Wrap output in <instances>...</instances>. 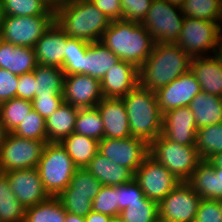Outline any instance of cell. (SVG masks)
<instances>
[{"label":"cell","mask_w":222,"mask_h":222,"mask_svg":"<svg viewBox=\"0 0 222 222\" xmlns=\"http://www.w3.org/2000/svg\"><path fill=\"white\" fill-rule=\"evenodd\" d=\"M191 57L177 44L155 42L139 68V85L156 92L190 70Z\"/></svg>","instance_id":"obj_1"},{"label":"cell","mask_w":222,"mask_h":222,"mask_svg":"<svg viewBox=\"0 0 222 222\" xmlns=\"http://www.w3.org/2000/svg\"><path fill=\"white\" fill-rule=\"evenodd\" d=\"M100 42L120 60L130 62L138 69L150 56L155 44L142 23L123 19L111 21Z\"/></svg>","instance_id":"obj_2"},{"label":"cell","mask_w":222,"mask_h":222,"mask_svg":"<svg viewBox=\"0 0 222 222\" xmlns=\"http://www.w3.org/2000/svg\"><path fill=\"white\" fill-rule=\"evenodd\" d=\"M55 22L69 38L100 41L111 20L90 0H69L55 9Z\"/></svg>","instance_id":"obj_3"},{"label":"cell","mask_w":222,"mask_h":222,"mask_svg":"<svg viewBox=\"0 0 222 222\" xmlns=\"http://www.w3.org/2000/svg\"><path fill=\"white\" fill-rule=\"evenodd\" d=\"M122 99L127 111L131 136L150 144L161 135L163 114L154 91L138 85Z\"/></svg>","instance_id":"obj_4"},{"label":"cell","mask_w":222,"mask_h":222,"mask_svg":"<svg viewBox=\"0 0 222 222\" xmlns=\"http://www.w3.org/2000/svg\"><path fill=\"white\" fill-rule=\"evenodd\" d=\"M149 155L164 165L180 182L188 181L202 161L195 145H182L159 135L149 144Z\"/></svg>","instance_id":"obj_5"},{"label":"cell","mask_w":222,"mask_h":222,"mask_svg":"<svg viewBox=\"0 0 222 222\" xmlns=\"http://www.w3.org/2000/svg\"><path fill=\"white\" fill-rule=\"evenodd\" d=\"M37 169L46 192L57 197L69 184L77 167L58 142H47Z\"/></svg>","instance_id":"obj_6"},{"label":"cell","mask_w":222,"mask_h":222,"mask_svg":"<svg viewBox=\"0 0 222 222\" xmlns=\"http://www.w3.org/2000/svg\"><path fill=\"white\" fill-rule=\"evenodd\" d=\"M222 32V21L185 17L177 45L191 58L215 55Z\"/></svg>","instance_id":"obj_7"},{"label":"cell","mask_w":222,"mask_h":222,"mask_svg":"<svg viewBox=\"0 0 222 222\" xmlns=\"http://www.w3.org/2000/svg\"><path fill=\"white\" fill-rule=\"evenodd\" d=\"M184 18L181 7L167 0H153L142 24L155 42L176 44Z\"/></svg>","instance_id":"obj_8"},{"label":"cell","mask_w":222,"mask_h":222,"mask_svg":"<svg viewBox=\"0 0 222 222\" xmlns=\"http://www.w3.org/2000/svg\"><path fill=\"white\" fill-rule=\"evenodd\" d=\"M55 22V15H4L0 39L17 46L34 48L36 42Z\"/></svg>","instance_id":"obj_9"},{"label":"cell","mask_w":222,"mask_h":222,"mask_svg":"<svg viewBox=\"0 0 222 222\" xmlns=\"http://www.w3.org/2000/svg\"><path fill=\"white\" fill-rule=\"evenodd\" d=\"M46 143L9 132L0 149V173L37 168Z\"/></svg>","instance_id":"obj_10"},{"label":"cell","mask_w":222,"mask_h":222,"mask_svg":"<svg viewBox=\"0 0 222 222\" xmlns=\"http://www.w3.org/2000/svg\"><path fill=\"white\" fill-rule=\"evenodd\" d=\"M144 196L158 204L180 183L162 164L148 155L134 173Z\"/></svg>","instance_id":"obj_11"},{"label":"cell","mask_w":222,"mask_h":222,"mask_svg":"<svg viewBox=\"0 0 222 222\" xmlns=\"http://www.w3.org/2000/svg\"><path fill=\"white\" fill-rule=\"evenodd\" d=\"M202 198L181 181L159 204V218L168 222H194Z\"/></svg>","instance_id":"obj_12"},{"label":"cell","mask_w":222,"mask_h":222,"mask_svg":"<svg viewBox=\"0 0 222 222\" xmlns=\"http://www.w3.org/2000/svg\"><path fill=\"white\" fill-rule=\"evenodd\" d=\"M98 152L135 173L149 155V144L133 136L122 139L103 138L99 141Z\"/></svg>","instance_id":"obj_13"},{"label":"cell","mask_w":222,"mask_h":222,"mask_svg":"<svg viewBox=\"0 0 222 222\" xmlns=\"http://www.w3.org/2000/svg\"><path fill=\"white\" fill-rule=\"evenodd\" d=\"M201 91L196 76L189 70L155 93L160 111L164 114L179 107L189 106L191 100Z\"/></svg>","instance_id":"obj_14"},{"label":"cell","mask_w":222,"mask_h":222,"mask_svg":"<svg viewBox=\"0 0 222 222\" xmlns=\"http://www.w3.org/2000/svg\"><path fill=\"white\" fill-rule=\"evenodd\" d=\"M17 200L25 207L34 206L50 196L46 192L37 168L13 170L3 173Z\"/></svg>","instance_id":"obj_15"},{"label":"cell","mask_w":222,"mask_h":222,"mask_svg":"<svg viewBox=\"0 0 222 222\" xmlns=\"http://www.w3.org/2000/svg\"><path fill=\"white\" fill-rule=\"evenodd\" d=\"M64 102L77 108H92L103 99L101 84L85 74L65 75L63 86Z\"/></svg>","instance_id":"obj_16"},{"label":"cell","mask_w":222,"mask_h":222,"mask_svg":"<svg viewBox=\"0 0 222 222\" xmlns=\"http://www.w3.org/2000/svg\"><path fill=\"white\" fill-rule=\"evenodd\" d=\"M197 124L189 106L179 107L163 114L162 135L168 140L195 145Z\"/></svg>","instance_id":"obj_17"},{"label":"cell","mask_w":222,"mask_h":222,"mask_svg":"<svg viewBox=\"0 0 222 222\" xmlns=\"http://www.w3.org/2000/svg\"><path fill=\"white\" fill-rule=\"evenodd\" d=\"M101 93L106 98H123L139 85V69L120 60L100 81Z\"/></svg>","instance_id":"obj_18"},{"label":"cell","mask_w":222,"mask_h":222,"mask_svg":"<svg viewBox=\"0 0 222 222\" xmlns=\"http://www.w3.org/2000/svg\"><path fill=\"white\" fill-rule=\"evenodd\" d=\"M104 126V138L131 136L127 111L122 98H106L96 105Z\"/></svg>","instance_id":"obj_19"},{"label":"cell","mask_w":222,"mask_h":222,"mask_svg":"<svg viewBox=\"0 0 222 222\" xmlns=\"http://www.w3.org/2000/svg\"><path fill=\"white\" fill-rule=\"evenodd\" d=\"M66 37L64 31L54 22L34 46L37 63L62 68Z\"/></svg>","instance_id":"obj_20"},{"label":"cell","mask_w":222,"mask_h":222,"mask_svg":"<svg viewBox=\"0 0 222 222\" xmlns=\"http://www.w3.org/2000/svg\"><path fill=\"white\" fill-rule=\"evenodd\" d=\"M190 70L202 92L222 96V62L216 55L191 58Z\"/></svg>","instance_id":"obj_21"},{"label":"cell","mask_w":222,"mask_h":222,"mask_svg":"<svg viewBox=\"0 0 222 222\" xmlns=\"http://www.w3.org/2000/svg\"><path fill=\"white\" fill-rule=\"evenodd\" d=\"M37 65L34 48L17 46L0 39V68L21 76L34 71Z\"/></svg>","instance_id":"obj_22"},{"label":"cell","mask_w":222,"mask_h":222,"mask_svg":"<svg viewBox=\"0 0 222 222\" xmlns=\"http://www.w3.org/2000/svg\"><path fill=\"white\" fill-rule=\"evenodd\" d=\"M187 182L202 199L222 198V168H214L206 160L198 164Z\"/></svg>","instance_id":"obj_23"},{"label":"cell","mask_w":222,"mask_h":222,"mask_svg":"<svg viewBox=\"0 0 222 222\" xmlns=\"http://www.w3.org/2000/svg\"><path fill=\"white\" fill-rule=\"evenodd\" d=\"M119 61L120 58L100 41L89 43L83 57L82 74L101 81Z\"/></svg>","instance_id":"obj_24"},{"label":"cell","mask_w":222,"mask_h":222,"mask_svg":"<svg viewBox=\"0 0 222 222\" xmlns=\"http://www.w3.org/2000/svg\"><path fill=\"white\" fill-rule=\"evenodd\" d=\"M85 169L105 186H119L134 179V173L130 169L115 164L99 152Z\"/></svg>","instance_id":"obj_25"},{"label":"cell","mask_w":222,"mask_h":222,"mask_svg":"<svg viewBox=\"0 0 222 222\" xmlns=\"http://www.w3.org/2000/svg\"><path fill=\"white\" fill-rule=\"evenodd\" d=\"M193 112L197 128L222 122V99L220 96L198 93L189 105Z\"/></svg>","instance_id":"obj_26"},{"label":"cell","mask_w":222,"mask_h":222,"mask_svg":"<svg viewBox=\"0 0 222 222\" xmlns=\"http://www.w3.org/2000/svg\"><path fill=\"white\" fill-rule=\"evenodd\" d=\"M79 108L63 102L61 106L46 119L47 142L60 143L74 132V125Z\"/></svg>","instance_id":"obj_27"},{"label":"cell","mask_w":222,"mask_h":222,"mask_svg":"<svg viewBox=\"0 0 222 222\" xmlns=\"http://www.w3.org/2000/svg\"><path fill=\"white\" fill-rule=\"evenodd\" d=\"M60 144L66 149L77 168H85L99 150V141L74 132L65 137Z\"/></svg>","instance_id":"obj_28"},{"label":"cell","mask_w":222,"mask_h":222,"mask_svg":"<svg viewBox=\"0 0 222 222\" xmlns=\"http://www.w3.org/2000/svg\"><path fill=\"white\" fill-rule=\"evenodd\" d=\"M36 96H63L65 73L56 66L38 64L34 71Z\"/></svg>","instance_id":"obj_29"},{"label":"cell","mask_w":222,"mask_h":222,"mask_svg":"<svg viewBox=\"0 0 222 222\" xmlns=\"http://www.w3.org/2000/svg\"><path fill=\"white\" fill-rule=\"evenodd\" d=\"M26 208L12 192L7 177L0 173V222H24Z\"/></svg>","instance_id":"obj_30"},{"label":"cell","mask_w":222,"mask_h":222,"mask_svg":"<svg viewBox=\"0 0 222 222\" xmlns=\"http://www.w3.org/2000/svg\"><path fill=\"white\" fill-rule=\"evenodd\" d=\"M66 211L58 197L26 208L24 222H64Z\"/></svg>","instance_id":"obj_31"},{"label":"cell","mask_w":222,"mask_h":222,"mask_svg":"<svg viewBox=\"0 0 222 222\" xmlns=\"http://www.w3.org/2000/svg\"><path fill=\"white\" fill-rule=\"evenodd\" d=\"M195 147L201 160L222 152V122L197 129Z\"/></svg>","instance_id":"obj_32"},{"label":"cell","mask_w":222,"mask_h":222,"mask_svg":"<svg viewBox=\"0 0 222 222\" xmlns=\"http://www.w3.org/2000/svg\"><path fill=\"white\" fill-rule=\"evenodd\" d=\"M74 133L100 141L104 138V126L97 107L79 108Z\"/></svg>","instance_id":"obj_33"},{"label":"cell","mask_w":222,"mask_h":222,"mask_svg":"<svg viewBox=\"0 0 222 222\" xmlns=\"http://www.w3.org/2000/svg\"><path fill=\"white\" fill-rule=\"evenodd\" d=\"M32 109L30 100L12 98L0 104V121L8 132H12Z\"/></svg>","instance_id":"obj_34"},{"label":"cell","mask_w":222,"mask_h":222,"mask_svg":"<svg viewBox=\"0 0 222 222\" xmlns=\"http://www.w3.org/2000/svg\"><path fill=\"white\" fill-rule=\"evenodd\" d=\"M1 7L10 16L55 15L45 0H1Z\"/></svg>","instance_id":"obj_35"},{"label":"cell","mask_w":222,"mask_h":222,"mask_svg":"<svg viewBox=\"0 0 222 222\" xmlns=\"http://www.w3.org/2000/svg\"><path fill=\"white\" fill-rule=\"evenodd\" d=\"M181 10L185 17L222 21V0H185Z\"/></svg>","instance_id":"obj_36"},{"label":"cell","mask_w":222,"mask_h":222,"mask_svg":"<svg viewBox=\"0 0 222 222\" xmlns=\"http://www.w3.org/2000/svg\"><path fill=\"white\" fill-rule=\"evenodd\" d=\"M102 184L85 168H77L70 184L59 195L97 196Z\"/></svg>","instance_id":"obj_37"},{"label":"cell","mask_w":222,"mask_h":222,"mask_svg":"<svg viewBox=\"0 0 222 222\" xmlns=\"http://www.w3.org/2000/svg\"><path fill=\"white\" fill-rule=\"evenodd\" d=\"M119 217L123 222H154L159 217L158 203L145 197L126 207Z\"/></svg>","instance_id":"obj_38"},{"label":"cell","mask_w":222,"mask_h":222,"mask_svg":"<svg viewBox=\"0 0 222 222\" xmlns=\"http://www.w3.org/2000/svg\"><path fill=\"white\" fill-rule=\"evenodd\" d=\"M88 44L81 39L66 37V53L62 67L65 75L82 74V62Z\"/></svg>","instance_id":"obj_39"},{"label":"cell","mask_w":222,"mask_h":222,"mask_svg":"<svg viewBox=\"0 0 222 222\" xmlns=\"http://www.w3.org/2000/svg\"><path fill=\"white\" fill-rule=\"evenodd\" d=\"M11 133L26 139L47 141L46 120L32 109Z\"/></svg>","instance_id":"obj_40"},{"label":"cell","mask_w":222,"mask_h":222,"mask_svg":"<svg viewBox=\"0 0 222 222\" xmlns=\"http://www.w3.org/2000/svg\"><path fill=\"white\" fill-rule=\"evenodd\" d=\"M92 211L118 217L117 186L102 185L92 202Z\"/></svg>","instance_id":"obj_41"},{"label":"cell","mask_w":222,"mask_h":222,"mask_svg":"<svg viewBox=\"0 0 222 222\" xmlns=\"http://www.w3.org/2000/svg\"><path fill=\"white\" fill-rule=\"evenodd\" d=\"M153 0H120L122 19L142 23Z\"/></svg>","instance_id":"obj_42"},{"label":"cell","mask_w":222,"mask_h":222,"mask_svg":"<svg viewBox=\"0 0 222 222\" xmlns=\"http://www.w3.org/2000/svg\"><path fill=\"white\" fill-rule=\"evenodd\" d=\"M117 198L119 216L120 212L133 202H142L145 196L138 183L133 179L128 183L117 186Z\"/></svg>","instance_id":"obj_43"},{"label":"cell","mask_w":222,"mask_h":222,"mask_svg":"<svg viewBox=\"0 0 222 222\" xmlns=\"http://www.w3.org/2000/svg\"><path fill=\"white\" fill-rule=\"evenodd\" d=\"M64 210L80 216H87L92 211L93 200L81 195H58Z\"/></svg>","instance_id":"obj_44"},{"label":"cell","mask_w":222,"mask_h":222,"mask_svg":"<svg viewBox=\"0 0 222 222\" xmlns=\"http://www.w3.org/2000/svg\"><path fill=\"white\" fill-rule=\"evenodd\" d=\"M194 222H222L218 200L202 199Z\"/></svg>","instance_id":"obj_45"},{"label":"cell","mask_w":222,"mask_h":222,"mask_svg":"<svg viewBox=\"0 0 222 222\" xmlns=\"http://www.w3.org/2000/svg\"><path fill=\"white\" fill-rule=\"evenodd\" d=\"M33 109L45 120L64 102L63 96H36L32 101Z\"/></svg>","instance_id":"obj_46"},{"label":"cell","mask_w":222,"mask_h":222,"mask_svg":"<svg viewBox=\"0 0 222 222\" xmlns=\"http://www.w3.org/2000/svg\"><path fill=\"white\" fill-rule=\"evenodd\" d=\"M18 76L0 68V104L17 98Z\"/></svg>","instance_id":"obj_47"},{"label":"cell","mask_w":222,"mask_h":222,"mask_svg":"<svg viewBox=\"0 0 222 222\" xmlns=\"http://www.w3.org/2000/svg\"><path fill=\"white\" fill-rule=\"evenodd\" d=\"M17 98L32 101L35 98L36 77L32 72L18 76Z\"/></svg>","instance_id":"obj_48"},{"label":"cell","mask_w":222,"mask_h":222,"mask_svg":"<svg viewBox=\"0 0 222 222\" xmlns=\"http://www.w3.org/2000/svg\"><path fill=\"white\" fill-rule=\"evenodd\" d=\"M111 21L122 19L120 0H90Z\"/></svg>","instance_id":"obj_49"},{"label":"cell","mask_w":222,"mask_h":222,"mask_svg":"<svg viewBox=\"0 0 222 222\" xmlns=\"http://www.w3.org/2000/svg\"><path fill=\"white\" fill-rule=\"evenodd\" d=\"M84 219L85 222H110L112 217L100 212L91 211L87 216L84 217Z\"/></svg>","instance_id":"obj_50"},{"label":"cell","mask_w":222,"mask_h":222,"mask_svg":"<svg viewBox=\"0 0 222 222\" xmlns=\"http://www.w3.org/2000/svg\"><path fill=\"white\" fill-rule=\"evenodd\" d=\"M208 162L214 167V168H222V152L213 155Z\"/></svg>","instance_id":"obj_51"},{"label":"cell","mask_w":222,"mask_h":222,"mask_svg":"<svg viewBox=\"0 0 222 222\" xmlns=\"http://www.w3.org/2000/svg\"><path fill=\"white\" fill-rule=\"evenodd\" d=\"M64 222H85V219L84 216L67 212Z\"/></svg>","instance_id":"obj_52"},{"label":"cell","mask_w":222,"mask_h":222,"mask_svg":"<svg viewBox=\"0 0 222 222\" xmlns=\"http://www.w3.org/2000/svg\"><path fill=\"white\" fill-rule=\"evenodd\" d=\"M52 9H57L69 0H45Z\"/></svg>","instance_id":"obj_53"},{"label":"cell","mask_w":222,"mask_h":222,"mask_svg":"<svg viewBox=\"0 0 222 222\" xmlns=\"http://www.w3.org/2000/svg\"><path fill=\"white\" fill-rule=\"evenodd\" d=\"M8 133L9 132L6 130L5 126L0 121V149Z\"/></svg>","instance_id":"obj_54"},{"label":"cell","mask_w":222,"mask_h":222,"mask_svg":"<svg viewBox=\"0 0 222 222\" xmlns=\"http://www.w3.org/2000/svg\"><path fill=\"white\" fill-rule=\"evenodd\" d=\"M222 62V32L220 34V37H219V42H218V46H217V51H216V54H215Z\"/></svg>","instance_id":"obj_55"},{"label":"cell","mask_w":222,"mask_h":222,"mask_svg":"<svg viewBox=\"0 0 222 222\" xmlns=\"http://www.w3.org/2000/svg\"><path fill=\"white\" fill-rule=\"evenodd\" d=\"M170 3H172L173 5H176L178 7H181L184 3L185 0H167Z\"/></svg>","instance_id":"obj_56"},{"label":"cell","mask_w":222,"mask_h":222,"mask_svg":"<svg viewBox=\"0 0 222 222\" xmlns=\"http://www.w3.org/2000/svg\"><path fill=\"white\" fill-rule=\"evenodd\" d=\"M3 18H4V13H3V10H2V7H1V2H0V31H1V26H2V23H3Z\"/></svg>","instance_id":"obj_57"},{"label":"cell","mask_w":222,"mask_h":222,"mask_svg":"<svg viewBox=\"0 0 222 222\" xmlns=\"http://www.w3.org/2000/svg\"><path fill=\"white\" fill-rule=\"evenodd\" d=\"M110 222H123L122 219L118 216V217H112V219L110 220Z\"/></svg>","instance_id":"obj_58"},{"label":"cell","mask_w":222,"mask_h":222,"mask_svg":"<svg viewBox=\"0 0 222 222\" xmlns=\"http://www.w3.org/2000/svg\"><path fill=\"white\" fill-rule=\"evenodd\" d=\"M154 222H168V221H165V220L158 217Z\"/></svg>","instance_id":"obj_59"},{"label":"cell","mask_w":222,"mask_h":222,"mask_svg":"<svg viewBox=\"0 0 222 222\" xmlns=\"http://www.w3.org/2000/svg\"><path fill=\"white\" fill-rule=\"evenodd\" d=\"M218 203H219V206H220V209H221V213H222V198L218 200Z\"/></svg>","instance_id":"obj_60"}]
</instances>
